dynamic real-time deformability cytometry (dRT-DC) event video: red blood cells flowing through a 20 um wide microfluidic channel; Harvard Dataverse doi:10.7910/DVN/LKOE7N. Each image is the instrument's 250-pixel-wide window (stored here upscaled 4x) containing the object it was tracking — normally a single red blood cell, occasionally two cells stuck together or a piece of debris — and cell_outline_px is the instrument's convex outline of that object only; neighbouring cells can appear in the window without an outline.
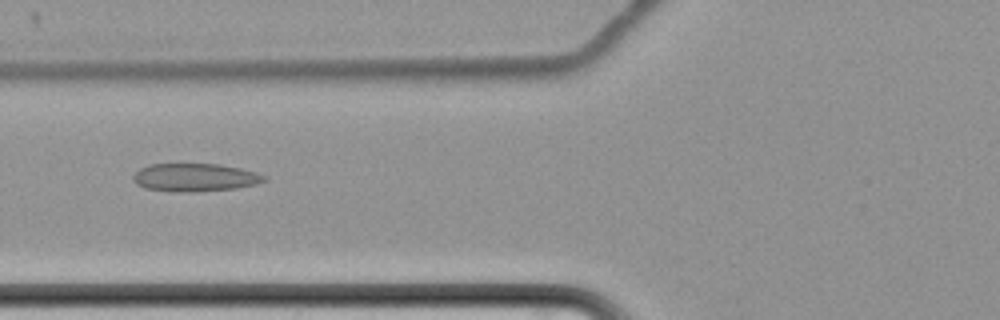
{"species": "common noctule bat (a hibernating species)", "species_latin": "Nyctalus noctula", "temperature_condition": "cold", "stored_images_in_passage": 63, "camera_frame_rate_fps": 3000, "um_per_image_px": 0.085, "animal": {"sex": "female", "body_mass_g": 22.7, "forearm_length_mm": 54.2}, "frame": {"image": 1, "passage_image": 27, "time_ms": 8.667, "image_size_px": [1000, 320], "cell_outline_px": [[268, 180], [256, 184], [236, 188], [192, 192], [184, 192], [144, 188], [136, 184], [132, 180], [132, 176], [140, 168], [148, 164], [220, 164], [240, 168], [256, 172], [268, 176]], "centroid_in_image_um": [16.59, 15.07], "position_along_channel_um": 109.2, "area_um2": 21.5}}
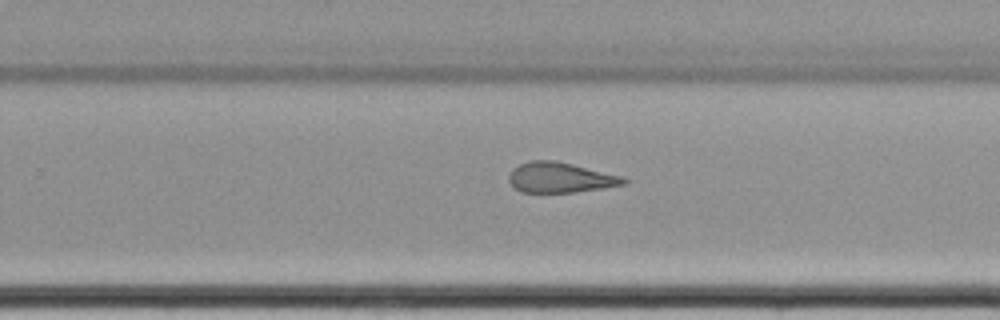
{"frame": {"image": 2, "passage_image": 42, "time_ms": 13.667, "image_size_px": [1000, 320], "cell_outline_px": [[628, 184], [604, 188], [576, 192], [520, 192], [508, 180], [508, 176], [512, 168], [528, 160], [556, 160], [624, 176], [628, 180]], "centroid_in_image_um": [47.66, 15.08], "position_along_channel_um": 282.1, "area_um2": 20.52}}
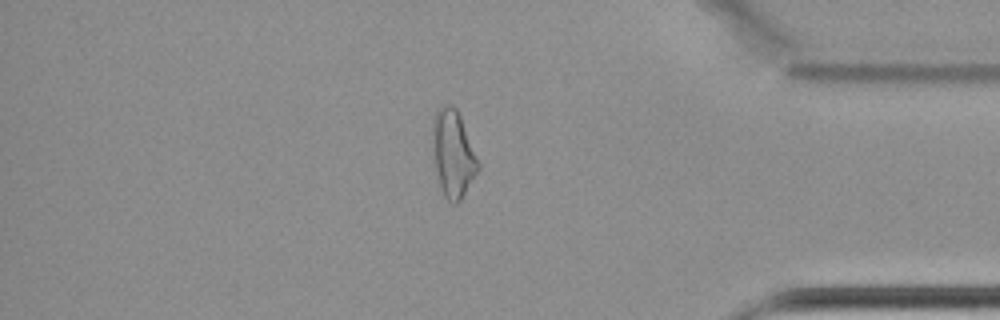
{"frame": {"image": 3, "passage_image": 54, "time_ms": 17.667, "image_size_px": [1000, 320], "cell_outline_px": [[480, 168], [460, 200], [456, 204], [452, 204], [444, 196], [440, 188], [436, 168], [432, 132], [432, 120], [436, 112], [444, 104], [448, 104], [456, 108], [460, 116], [480, 164]], "centroid_in_image_um": [38.51, 13.07], "position_along_channel_um": 396.7, "area_um2": 22.72}, "authors_computed_cell_mechanics": {"area_um2": 23.0044, "velocity_mm_per_s": 3.4573, "shape_relaxation_time_tau1_ms": null, "shape_relaxation_time_tau2_ms": 5.4774, "deformation_change_tau1": null, "deformation_change_tau2": 0.1416}}